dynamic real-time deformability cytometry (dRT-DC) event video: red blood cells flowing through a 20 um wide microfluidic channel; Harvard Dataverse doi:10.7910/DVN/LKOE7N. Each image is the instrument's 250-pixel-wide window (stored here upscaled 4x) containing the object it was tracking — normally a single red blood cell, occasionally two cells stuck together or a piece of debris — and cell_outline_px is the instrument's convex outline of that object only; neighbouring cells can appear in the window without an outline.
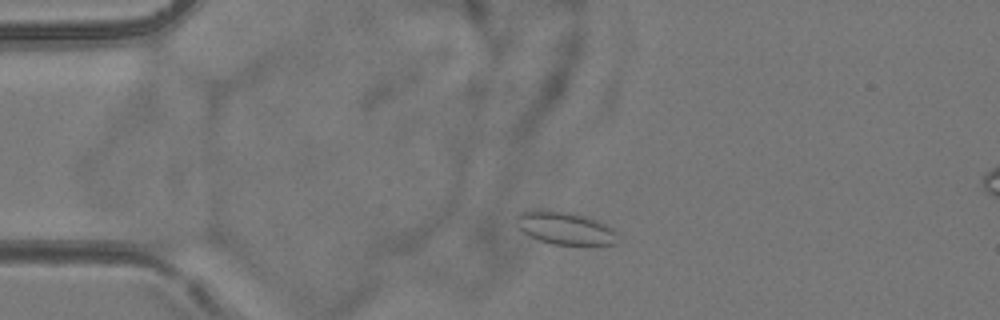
{"species": "common noctule bat (a hibernating species)", "species_latin": "Nyctalus noctula", "temperature_condition": "room temperature", "stored_images_in_passage": 5, "camera_frame_rate_fps": 3000, "um_per_image_px": 0.085, "animal": {"sex": "female", "body_mass_g": 24.6, "forearm_length_mm": 56.2}, "frame": {"image": 1, "passage_image": 3, "time_ms": 2.333, "image_size_px": [1000, 320], "cell_outline_px": [[616, 244], [552, 244], [540, 240], [524, 232], [516, 224], [516, 216], [520, 212], [536, 208], [544, 208], [572, 212], [596, 220], [612, 228], [616, 232]], "centroid_in_image_um": [47.97, 19.34], "position_along_channel_um": 37.0, "area_um2": 19.31}}